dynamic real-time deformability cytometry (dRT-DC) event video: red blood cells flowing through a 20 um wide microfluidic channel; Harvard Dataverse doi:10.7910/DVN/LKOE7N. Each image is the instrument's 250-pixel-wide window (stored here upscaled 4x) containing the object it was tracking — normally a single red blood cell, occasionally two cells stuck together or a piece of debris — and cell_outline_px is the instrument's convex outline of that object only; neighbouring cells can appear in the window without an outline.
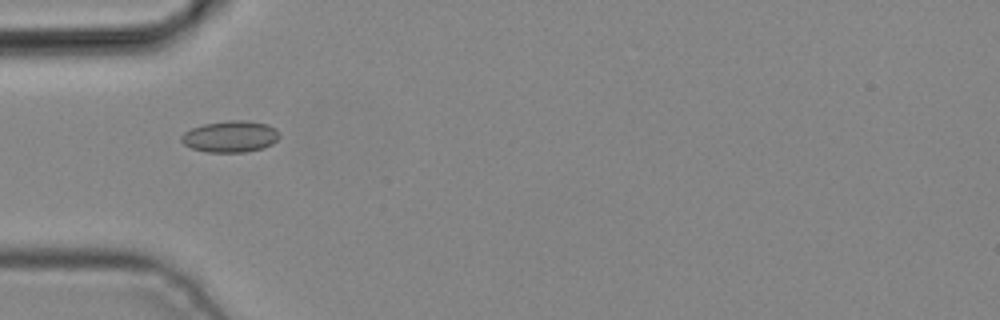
{"species": "common noctule bat (a hibernating species)", "species_latin": "Nyctalus noctula", "temperature_condition": "cold", "stored_images_in_passage": 2, "camera_frame_rate_fps": 3000, "um_per_image_px": 0.085, "animal": {"sex": "male", "body_mass_g": 19.2, "forearm_length_mm": 51.8}, "frame": {"image": 1, "passage_image": 2, "time_ms": 0.333, "image_size_px": [1000, 320], "cell_outline_px": [[280, 136], [272, 144], [264, 148], [244, 152], [204, 152], [192, 148], [184, 144], [180, 140], [180, 136], [184, 132], [192, 128], [204, 124], [228, 120], [244, 120], [268, 124], [276, 128], [280, 132]], "centroid_in_image_um": [19.59, 11.6], "position_along_channel_um": 65.4, "area_um2": 18.15}}